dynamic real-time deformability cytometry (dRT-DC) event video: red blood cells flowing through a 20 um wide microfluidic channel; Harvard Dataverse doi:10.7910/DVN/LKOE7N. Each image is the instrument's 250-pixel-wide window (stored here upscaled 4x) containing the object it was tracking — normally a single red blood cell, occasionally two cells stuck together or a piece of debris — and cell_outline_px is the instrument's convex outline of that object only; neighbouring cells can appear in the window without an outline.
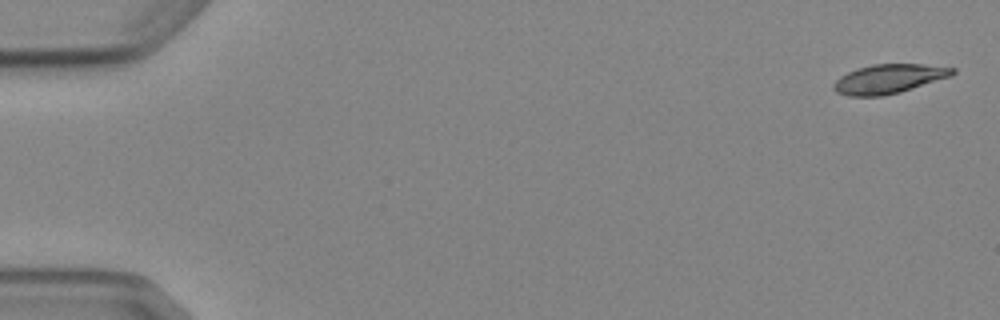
{"species": "Egyptian fruit bat (a non-hibernating species)", "species_latin": "Rousettus aegyptiacus", "temperature_condition": "cold", "stored_images_in_passage": 5, "camera_frame_rate_fps": 3000, "um_per_image_px": 0.085, "animal": {"sex": "female"}, "frame": {"image": 1, "passage_image": 1, "time_ms": 0.0, "image_size_px": [1000, 320], "cell_outline_px": [[956, 72], [952, 76], [900, 92], [880, 96], [848, 96], [836, 92], [832, 88], [832, 84], [840, 76], [848, 72], [872, 64], [924, 64], [956, 68]], "centroid_in_image_um": [75.56, 6.7], "position_along_channel_um": 9.4, "area_um2": 20.23}}
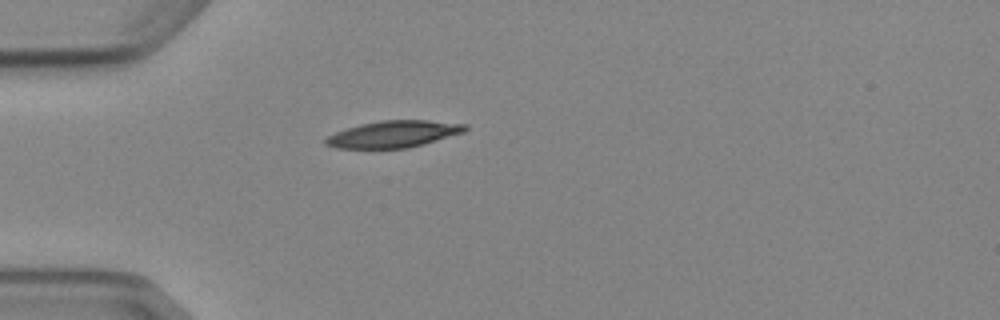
{"frame": {"image": 2, "passage_image": 5, "time_ms": 4.667, "image_size_px": [1000, 320], "cell_outline_px": [[468, 128], [464, 132], [424, 144], [408, 148], [336, 148], [324, 144], [324, 140], [328, 136], [336, 132], [360, 124], [380, 120], [428, 120], [468, 124]], "centroid_in_image_um": [33.47, 11.39], "position_along_channel_um": 51.5, "area_um2": 21.73}}